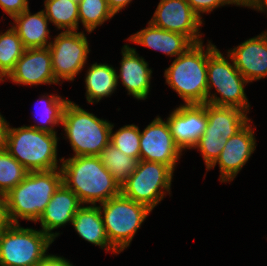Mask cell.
Segmentation results:
<instances>
[{
  "label": "cell",
  "mask_w": 267,
  "mask_h": 266,
  "mask_svg": "<svg viewBox=\"0 0 267 266\" xmlns=\"http://www.w3.org/2000/svg\"><path fill=\"white\" fill-rule=\"evenodd\" d=\"M64 139H68L76 156H99L110 143L112 123L100 119L78 104L69 101L63 112Z\"/></svg>",
  "instance_id": "4"
},
{
  "label": "cell",
  "mask_w": 267,
  "mask_h": 266,
  "mask_svg": "<svg viewBox=\"0 0 267 266\" xmlns=\"http://www.w3.org/2000/svg\"><path fill=\"white\" fill-rule=\"evenodd\" d=\"M69 101L70 100L62 98V96L57 94H46L42 95V97L40 96L36 102L39 105V110L36 111H41L42 113L39 112L40 116H37L39 114L36 112L37 117L34 118L38 120L37 125L35 123L34 125H29L28 127L49 133H57L55 131V127H59V124H62L63 112ZM37 104H35V107L38 106Z\"/></svg>",
  "instance_id": "24"
},
{
  "label": "cell",
  "mask_w": 267,
  "mask_h": 266,
  "mask_svg": "<svg viewBox=\"0 0 267 266\" xmlns=\"http://www.w3.org/2000/svg\"><path fill=\"white\" fill-rule=\"evenodd\" d=\"M227 139L223 135L203 134L194 149L201 152L206 165V172L215 163L225 147Z\"/></svg>",
  "instance_id": "31"
},
{
  "label": "cell",
  "mask_w": 267,
  "mask_h": 266,
  "mask_svg": "<svg viewBox=\"0 0 267 266\" xmlns=\"http://www.w3.org/2000/svg\"><path fill=\"white\" fill-rule=\"evenodd\" d=\"M25 47L16 31L10 27L0 31V73L6 78L23 55Z\"/></svg>",
  "instance_id": "28"
},
{
  "label": "cell",
  "mask_w": 267,
  "mask_h": 266,
  "mask_svg": "<svg viewBox=\"0 0 267 266\" xmlns=\"http://www.w3.org/2000/svg\"><path fill=\"white\" fill-rule=\"evenodd\" d=\"M167 117L175 144L183 152L194 149L205 132L208 119L204 104H181Z\"/></svg>",
  "instance_id": "13"
},
{
  "label": "cell",
  "mask_w": 267,
  "mask_h": 266,
  "mask_svg": "<svg viewBox=\"0 0 267 266\" xmlns=\"http://www.w3.org/2000/svg\"><path fill=\"white\" fill-rule=\"evenodd\" d=\"M132 0H107L109 9L116 15L122 9L128 6Z\"/></svg>",
  "instance_id": "37"
},
{
  "label": "cell",
  "mask_w": 267,
  "mask_h": 266,
  "mask_svg": "<svg viewBox=\"0 0 267 266\" xmlns=\"http://www.w3.org/2000/svg\"><path fill=\"white\" fill-rule=\"evenodd\" d=\"M111 126L110 143L122 153L140 160V129L137 125H125L113 133Z\"/></svg>",
  "instance_id": "30"
},
{
  "label": "cell",
  "mask_w": 267,
  "mask_h": 266,
  "mask_svg": "<svg viewBox=\"0 0 267 266\" xmlns=\"http://www.w3.org/2000/svg\"><path fill=\"white\" fill-rule=\"evenodd\" d=\"M54 241L42 230L8 223L0 232V266H38Z\"/></svg>",
  "instance_id": "7"
},
{
  "label": "cell",
  "mask_w": 267,
  "mask_h": 266,
  "mask_svg": "<svg viewBox=\"0 0 267 266\" xmlns=\"http://www.w3.org/2000/svg\"><path fill=\"white\" fill-rule=\"evenodd\" d=\"M78 14L79 24L82 23L88 33H92L98 26L115 16L109 9L107 0H80Z\"/></svg>",
  "instance_id": "27"
},
{
  "label": "cell",
  "mask_w": 267,
  "mask_h": 266,
  "mask_svg": "<svg viewBox=\"0 0 267 266\" xmlns=\"http://www.w3.org/2000/svg\"><path fill=\"white\" fill-rule=\"evenodd\" d=\"M216 48L209 40L207 46L196 43L165 69V83L184 100L183 104L206 103L208 56Z\"/></svg>",
  "instance_id": "3"
},
{
  "label": "cell",
  "mask_w": 267,
  "mask_h": 266,
  "mask_svg": "<svg viewBox=\"0 0 267 266\" xmlns=\"http://www.w3.org/2000/svg\"><path fill=\"white\" fill-rule=\"evenodd\" d=\"M61 184L60 168L28 172L22 182L3 196L7 222L19 224L21 219L37 223Z\"/></svg>",
  "instance_id": "2"
},
{
  "label": "cell",
  "mask_w": 267,
  "mask_h": 266,
  "mask_svg": "<svg viewBox=\"0 0 267 266\" xmlns=\"http://www.w3.org/2000/svg\"><path fill=\"white\" fill-rule=\"evenodd\" d=\"M8 224L5 215L4 199L0 196V232Z\"/></svg>",
  "instance_id": "38"
},
{
  "label": "cell",
  "mask_w": 267,
  "mask_h": 266,
  "mask_svg": "<svg viewBox=\"0 0 267 266\" xmlns=\"http://www.w3.org/2000/svg\"><path fill=\"white\" fill-rule=\"evenodd\" d=\"M38 266H74L64 257L48 255Z\"/></svg>",
  "instance_id": "35"
},
{
  "label": "cell",
  "mask_w": 267,
  "mask_h": 266,
  "mask_svg": "<svg viewBox=\"0 0 267 266\" xmlns=\"http://www.w3.org/2000/svg\"><path fill=\"white\" fill-rule=\"evenodd\" d=\"M182 151L175 144L169 124L159 116L140 131V160L170 166L174 171Z\"/></svg>",
  "instance_id": "12"
},
{
  "label": "cell",
  "mask_w": 267,
  "mask_h": 266,
  "mask_svg": "<svg viewBox=\"0 0 267 266\" xmlns=\"http://www.w3.org/2000/svg\"><path fill=\"white\" fill-rule=\"evenodd\" d=\"M12 20L14 22L11 27L16 31L26 49L49 47L51 31L48 28L49 20L43 10L32 14L27 8Z\"/></svg>",
  "instance_id": "20"
},
{
  "label": "cell",
  "mask_w": 267,
  "mask_h": 266,
  "mask_svg": "<svg viewBox=\"0 0 267 266\" xmlns=\"http://www.w3.org/2000/svg\"><path fill=\"white\" fill-rule=\"evenodd\" d=\"M14 84L42 85L58 83L53 74L52 56L48 47L28 48L5 78Z\"/></svg>",
  "instance_id": "15"
},
{
  "label": "cell",
  "mask_w": 267,
  "mask_h": 266,
  "mask_svg": "<svg viewBox=\"0 0 267 266\" xmlns=\"http://www.w3.org/2000/svg\"><path fill=\"white\" fill-rule=\"evenodd\" d=\"M205 109L208 123L203 134L223 135L225 139H228L251 120L246 111L236 107L205 103Z\"/></svg>",
  "instance_id": "22"
},
{
  "label": "cell",
  "mask_w": 267,
  "mask_h": 266,
  "mask_svg": "<svg viewBox=\"0 0 267 266\" xmlns=\"http://www.w3.org/2000/svg\"><path fill=\"white\" fill-rule=\"evenodd\" d=\"M10 124L0 113V151L6 150Z\"/></svg>",
  "instance_id": "36"
},
{
  "label": "cell",
  "mask_w": 267,
  "mask_h": 266,
  "mask_svg": "<svg viewBox=\"0 0 267 266\" xmlns=\"http://www.w3.org/2000/svg\"><path fill=\"white\" fill-rule=\"evenodd\" d=\"M58 139L57 133L10 126L6 151L29 172L58 169Z\"/></svg>",
  "instance_id": "5"
},
{
  "label": "cell",
  "mask_w": 267,
  "mask_h": 266,
  "mask_svg": "<svg viewBox=\"0 0 267 266\" xmlns=\"http://www.w3.org/2000/svg\"><path fill=\"white\" fill-rule=\"evenodd\" d=\"M0 7L10 18L29 8L28 0H0Z\"/></svg>",
  "instance_id": "33"
},
{
  "label": "cell",
  "mask_w": 267,
  "mask_h": 266,
  "mask_svg": "<svg viewBox=\"0 0 267 266\" xmlns=\"http://www.w3.org/2000/svg\"><path fill=\"white\" fill-rule=\"evenodd\" d=\"M250 120L240 131L227 139L224 149L215 163L219 164L220 182H232L256 149V140Z\"/></svg>",
  "instance_id": "14"
},
{
  "label": "cell",
  "mask_w": 267,
  "mask_h": 266,
  "mask_svg": "<svg viewBox=\"0 0 267 266\" xmlns=\"http://www.w3.org/2000/svg\"><path fill=\"white\" fill-rule=\"evenodd\" d=\"M127 40L175 58L194 45L187 36L161 29L151 22H148L146 28L132 34Z\"/></svg>",
  "instance_id": "19"
},
{
  "label": "cell",
  "mask_w": 267,
  "mask_h": 266,
  "mask_svg": "<svg viewBox=\"0 0 267 266\" xmlns=\"http://www.w3.org/2000/svg\"><path fill=\"white\" fill-rule=\"evenodd\" d=\"M203 21L187 0H160L149 22L161 29L183 34L196 44L203 42L200 32Z\"/></svg>",
  "instance_id": "11"
},
{
  "label": "cell",
  "mask_w": 267,
  "mask_h": 266,
  "mask_svg": "<svg viewBox=\"0 0 267 266\" xmlns=\"http://www.w3.org/2000/svg\"><path fill=\"white\" fill-rule=\"evenodd\" d=\"M99 158L120 185L133 174L139 161L122 153L111 143L101 151Z\"/></svg>",
  "instance_id": "26"
},
{
  "label": "cell",
  "mask_w": 267,
  "mask_h": 266,
  "mask_svg": "<svg viewBox=\"0 0 267 266\" xmlns=\"http://www.w3.org/2000/svg\"><path fill=\"white\" fill-rule=\"evenodd\" d=\"M233 5L236 6H244L248 8H252V10L262 11L265 9L267 5V0H230Z\"/></svg>",
  "instance_id": "34"
},
{
  "label": "cell",
  "mask_w": 267,
  "mask_h": 266,
  "mask_svg": "<svg viewBox=\"0 0 267 266\" xmlns=\"http://www.w3.org/2000/svg\"><path fill=\"white\" fill-rule=\"evenodd\" d=\"M81 207L82 203L77 195L62 183L38 219L41 223V230L55 240L60 233L52 231L65 226L67 223L71 224L76 212Z\"/></svg>",
  "instance_id": "18"
},
{
  "label": "cell",
  "mask_w": 267,
  "mask_h": 266,
  "mask_svg": "<svg viewBox=\"0 0 267 266\" xmlns=\"http://www.w3.org/2000/svg\"><path fill=\"white\" fill-rule=\"evenodd\" d=\"M50 23L58 30L78 31V2L73 0H44L42 9Z\"/></svg>",
  "instance_id": "25"
},
{
  "label": "cell",
  "mask_w": 267,
  "mask_h": 266,
  "mask_svg": "<svg viewBox=\"0 0 267 266\" xmlns=\"http://www.w3.org/2000/svg\"><path fill=\"white\" fill-rule=\"evenodd\" d=\"M71 224L78 235L85 241L105 249L106 252L112 250L113 254H119L107 238L98 206H82L76 212Z\"/></svg>",
  "instance_id": "21"
},
{
  "label": "cell",
  "mask_w": 267,
  "mask_h": 266,
  "mask_svg": "<svg viewBox=\"0 0 267 266\" xmlns=\"http://www.w3.org/2000/svg\"><path fill=\"white\" fill-rule=\"evenodd\" d=\"M120 73L116 71L117 81H122L128 95L134 99L146 100L150 92L152 69L148 62L137 53L136 49L125 44L121 49Z\"/></svg>",
  "instance_id": "17"
},
{
  "label": "cell",
  "mask_w": 267,
  "mask_h": 266,
  "mask_svg": "<svg viewBox=\"0 0 267 266\" xmlns=\"http://www.w3.org/2000/svg\"><path fill=\"white\" fill-rule=\"evenodd\" d=\"M187 2L201 19L203 13H211L221 6L233 5L230 0H187Z\"/></svg>",
  "instance_id": "32"
},
{
  "label": "cell",
  "mask_w": 267,
  "mask_h": 266,
  "mask_svg": "<svg viewBox=\"0 0 267 266\" xmlns=\"http://www.w3.org/2000/svg\"><path fill=\"white\" fill-rule=\"evenodd\" d=\"M173 173L170 166L139 160L136 170L121 185V194L153 210L167 193L171 194Z\"/></svg>",
  "instance_id": "9"
},
{
  "label": "cell",
  "mask_w": 267,
  "mask_h": 266,
  "mask_svg": "<svg viewBox=\"0 0 267 266\" xmlns=\"http://www.w3.org/2000/svg\"><path fill=\"white\" fill-rule=\"evenodd\" d=\"M28 170L6 150L0 151V196H5L28 174Z\"/></svg>",
  "instance_id": "29"
},
{
  "label": "cell",
  "mask_w": 267,
  "mask_h": 266,
  "mask_svg": "<svg viewBox=\"0 0 267 266\" xmlns=\"http://www.w3.org/2000/svg\"><path fill=\"white\" fill-rule=\"evenodd\" d=\"M227 53L249 83L267 77V37L263 32L231 48Z\"/></svg>",
  "instance_id": "16"
},
{
  "label": "cell",
  "mask_w": 267,
  "mask_h": 266,
  "mask_svg": "<svg viewBox=\"0 0 267 266\" xmlns=\"http://www.w3.org/2000/svg\"><path fill=\"white\" fill-rule=\"evenodd\" d=\"M262 12H264V13L266 12L267 13V5H266L265 9Z\"/></svg>",
  "instance_id": "40"
},
{
  "label": "cell",
  "mask_w": 267,
  "mask_h": 266,
  "mask_svg": "<svg viewBox=\"0 0 267 266\" xmlns=\"http://www.w3.org/2000/svg\"><path fill=\"white\" fill-rule=\"evenodd\" d=\"M116 69L106 63H93L85 74L86 100L89 104L98 103L104 97H110L117 89Z\"/></svg>",
  "instance_id": "23"
},
{
  "label": "cell",
  "mask_w": 267,
  "mask_h": 266,
  "mask_svg": "<svg viewBox=\"0 0 267 266\" xmlns=\"http://www.w3.org/2000/svg\"><path fill=\"white\" fill-rule=\"evenodd\" d=\"M61 161L62 183L82 205L97 206L121 194V185L101 163L99 156H76Z\"/></svg>",
  "instance_id": "1"
},
{
  "label": "cell",
  "mask_w": 267,
  "mask_h": 266,
  "mask_svg": "<svg viewBox=\"0 0 267 266\" xmlns=\"http://www.w3.org/2000/svg\"><path fill=\"white\" fill-rule=\"evenodd\" d=\"M97 206L103 219L107 238L119 253L129 247L137 230L152 212L147 206L122 194Z\"/></svg>",
  "instance_id": "8"
},
{
  "label": "cell",
  "mask_w": 267,
  "mask_h": 266,
  "mask_svg": "<svg viewBox=\"0 0 267 266\" xmlns=\"http://www.w3.org/2000/svg\"><path fill=\"white\" fill-rule=\"evenodd\" d=\"M247 83L249 82L235 67L234 61L228 53L225 58L216 48L208 56L206 103L215 106L236 107L249 113L250 103L244 89ZM212 88L216 89V93H211ZM217 93L220 94L219 97L216 95Z\"/></svg>",
  "instance_id": "6"
},
{
  "label": "cell",
  "mask_w": 267,
  "mask_h": 266,
  "mask_svg": "<svg viewBox=\"0 0 267 266\" xmlns=\"http://www.w3.org/2000/svg\"><path fill=\"white\" fill-rule=\"evenodd\" d=\"M50 42L48 48L56 81H74L87 64L91 51L84 31H62Z\"/></svg>",
  "instance_id": "10"
},
{
  "label": "cell",
  "mask_w": 267,
  "mask_h": 266,
  "mask_svg": "<svg viewBox=\"0 0 267 266\" xmlns=\"http://www.w3.org/2000/svg\"><path fill=\"white\" fill-rule=\"evenodd\" d=\"M5 80V77L0 73V82H4Z\"/></svg>",
  "instance_id": "39"
}]
</instances>
